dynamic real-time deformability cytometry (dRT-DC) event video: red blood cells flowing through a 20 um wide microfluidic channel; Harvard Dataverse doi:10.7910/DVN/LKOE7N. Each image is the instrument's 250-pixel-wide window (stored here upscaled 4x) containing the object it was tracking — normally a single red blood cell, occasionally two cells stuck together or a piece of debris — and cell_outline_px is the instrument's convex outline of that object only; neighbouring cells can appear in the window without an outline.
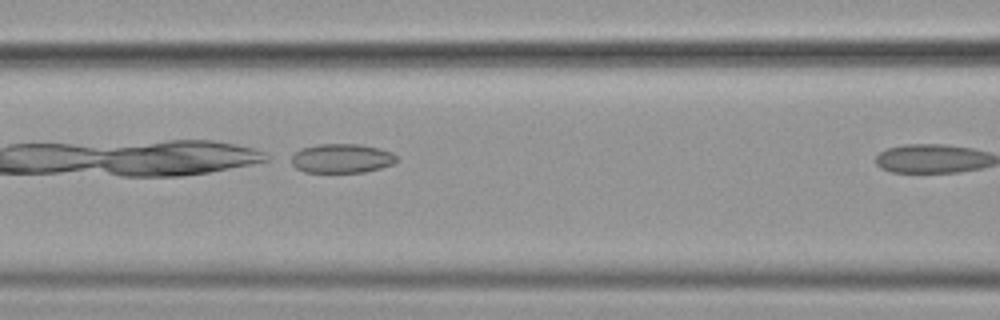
{"species": "common noctule bat (a hibernating species)", "species_latin": "Nyctalus noctula", "temperature_condition": "cold", "stored_images_in_passage": 7, "camera_frame_rate_fps": 3000, "um_per_image_px": 0.085, "animal": {"sex": "female", "body_mass_g": 19.9}, "frame": {"image": 1, "passage_image": 6, "time_ms": 1.667, "image_size_px": [1000, 320], "cell_outline_px": [[396, 160], [392, 164], [380, 168], [364, 172], [304, 172], [296, 168], [292, 164], [288, 156], [300, 148], [320, 144], [360, 144], [380, 148], [392, 152], [396, 156]], "centroid_in_image_um": [28.99, 13.45], "position_along_channel_um": 137.6, "area_um2": 18.09}}